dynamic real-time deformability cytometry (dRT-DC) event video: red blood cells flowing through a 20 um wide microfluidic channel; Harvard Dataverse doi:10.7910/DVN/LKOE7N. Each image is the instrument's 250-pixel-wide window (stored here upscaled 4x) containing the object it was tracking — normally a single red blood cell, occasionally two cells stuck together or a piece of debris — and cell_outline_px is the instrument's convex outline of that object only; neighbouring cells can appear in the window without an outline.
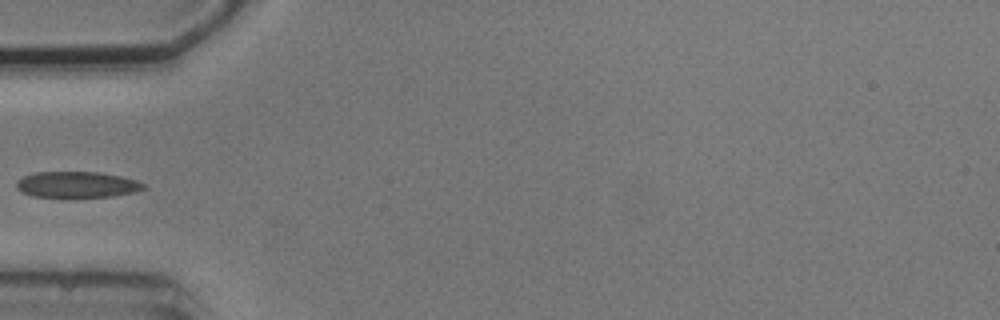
{"species": "common noctule bat (a hibernating species)", "species_latin": "Nyctalus noctula", "temperature_condition": "cold", "stored_images_in_passage": 6, "camera_frame_rate_fps": 3000, "um_per_image_px": 0.085, "animal": {"sex": "male", "body_mass_g": 20.5, "forearm_length_mm": 52.5}, "frame": {"image": 1, "passage_image": 4, "time_ms": 5.333, "image_size_px": [1000, 320], "cell_outline_px": [[144, 188], [136, 192], [112, 196], [76, 200], [64, 200], [32, 196], [20, 192], [16, 188], [16, 180], [24, 176], [36, 172], [100, 172], [120, 176], [136, 180], [144, 184]], "centroid_in_image_um": [6.48, 15.75], "position_along_channel_um": 78.5, "area_um2": 20.4}}
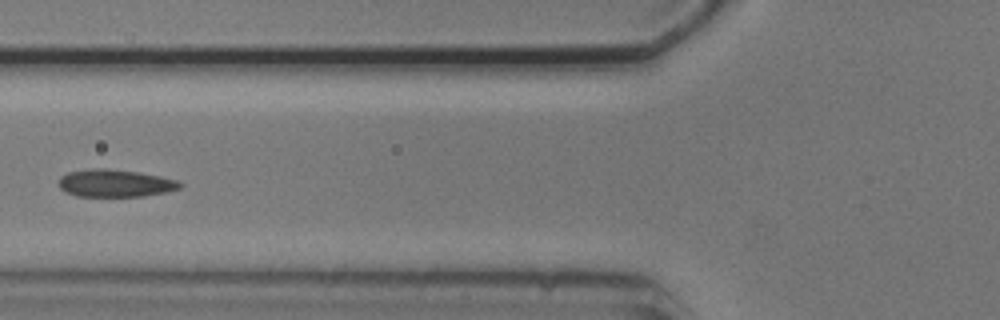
{"frame": {"image": 2, "passage_image": 5, "time_ms": 6.333, "image_size_px": [1000, 320], "cell_outline_px": [[184, 184], [180, 188], [164, 192], [144, 196], [76, 196], [64, 192], [60, 188], [60, 176], [68, 172], [96, 168], [104, 168], [140, 172], [160, 176], [176, 180]], "centroid_in_image_um": [9.78, 15.57], "position_along_channel_um": 116.0, "area_um2": 19.36}}
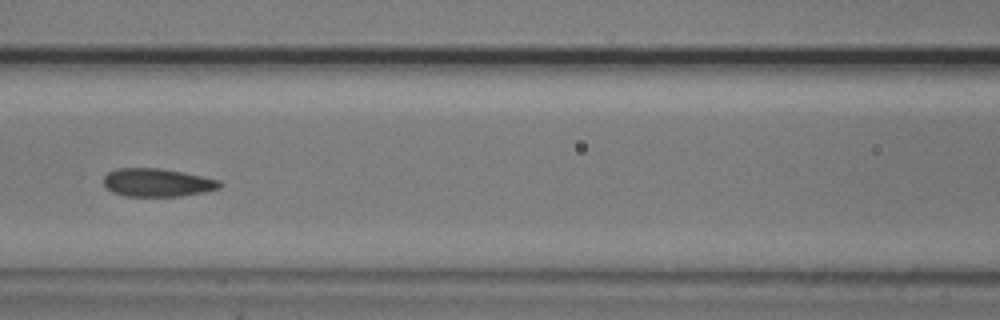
{"frame": {"image": 3, "passage_image": 6, "time_ms": 7.333, "image_size_px": [1000, 320], "cell_outline_px": [[224, 184], [220, 188], [204, 192], [180, 196], [124, 196], [112, 192], [104, 184], [104, 176], [108, 172], [116, 168], [160, 168], [184, 172], [204, 176], [220, 180]], "centroid_in_image_um": [13.4, 15.51], "position_along_channel_um": 153.2, "area_um2": 19.25}}